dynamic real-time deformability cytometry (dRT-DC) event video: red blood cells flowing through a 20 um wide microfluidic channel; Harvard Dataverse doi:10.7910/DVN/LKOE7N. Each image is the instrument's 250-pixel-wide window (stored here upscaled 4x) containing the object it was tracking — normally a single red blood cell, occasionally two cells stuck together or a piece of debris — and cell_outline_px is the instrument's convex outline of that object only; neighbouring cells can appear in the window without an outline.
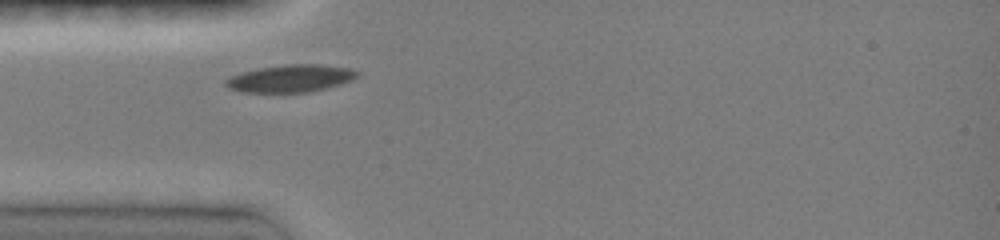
{"species": "common noctule bat (a hibernating species)", "species_latin": "Nyctalus noctula", "temperature_condition": "room temperature", "stored_images_in_passage": 10, "camera_frame_rate_fps": 3000, "um_per_image_px": 0.085, "animal": {"sex": "female", "body_mass_g": 19.0, "forearm_length_mm": 51.5}, "frame": {"image": 1, "passage_image": 1, "time_ms": 0.0, "image_size_px": [1000, 240], "cell_outline_px": [[360, 76], [352, 80], [340, 84], [308, 92], [240, 92], [228, 88], [224, 84], [224, 80], [240, 72], [256, 68], [284, 64], [320, 64], [348, 68], [360, 72]], "centroid_in_image_um": [24.67, 6.66], "position_along_channel_um": 60.3, "area_um2": 21.15}}
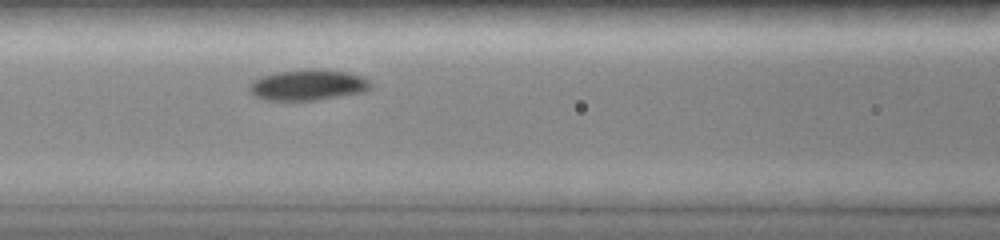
{"frame": {"image": 2, "passage_image": 5, "time_ms": 2.0, "image_size_px": [1000, 240], "cell_outline_px": [[372, 88], [364, 92], [316, 100], [264, 100], [252, 96], [248, 88], [248, 84], [252, 80], [260, 76], [276, 72], [308, 68], [348, 72], [360, 76], [368, 80], [372, 84]], "centroid_in_image_um": [26.12, 7.22], "position_along_channel_um": 140.5, "area_um2": 22.08}}